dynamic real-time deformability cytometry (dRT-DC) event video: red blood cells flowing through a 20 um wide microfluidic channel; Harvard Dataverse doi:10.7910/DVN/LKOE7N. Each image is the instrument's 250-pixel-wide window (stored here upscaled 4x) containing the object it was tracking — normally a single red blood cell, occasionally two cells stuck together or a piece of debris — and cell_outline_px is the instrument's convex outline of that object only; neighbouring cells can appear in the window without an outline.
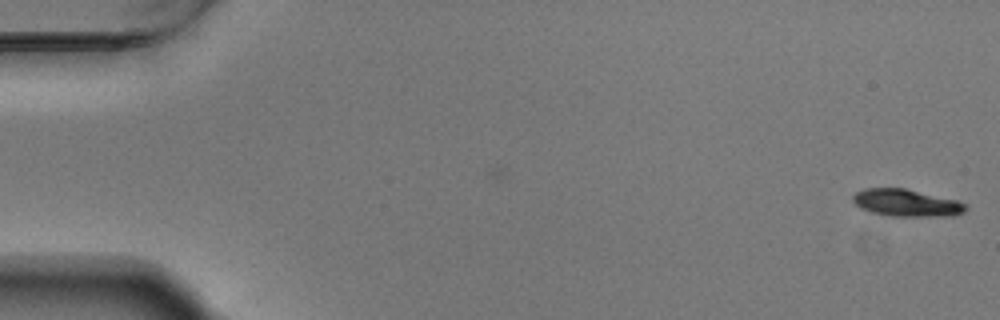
{"species": "Egyptian fruit bat (a non-hibernating species)", "species_latin": "Rousettus aegyptiacus", "temperature_condition": "warm", "stored_images_in_passage": 6, "camera_frame_rate_fps": 3000, "um_per_image_px": 0.085, "animal": {"sex": "male"}, "frame": {"image": 1, "passage_image": 6, "time_ms": 1.667, "image_size_px": [1000, 320], "cell_outline_px": [[968, 208], [964, 212], [956, 216], [888, 216], [872, 212], [860, 208], [852, 200], [852, 196], [856, 192], [864, 188], [904, 188], [956, 200], [968, 204]], "centroid_in_image_um": [77.07, 17.25], "position_along_channel_um": 7.9, "area_um2": 17.98}}